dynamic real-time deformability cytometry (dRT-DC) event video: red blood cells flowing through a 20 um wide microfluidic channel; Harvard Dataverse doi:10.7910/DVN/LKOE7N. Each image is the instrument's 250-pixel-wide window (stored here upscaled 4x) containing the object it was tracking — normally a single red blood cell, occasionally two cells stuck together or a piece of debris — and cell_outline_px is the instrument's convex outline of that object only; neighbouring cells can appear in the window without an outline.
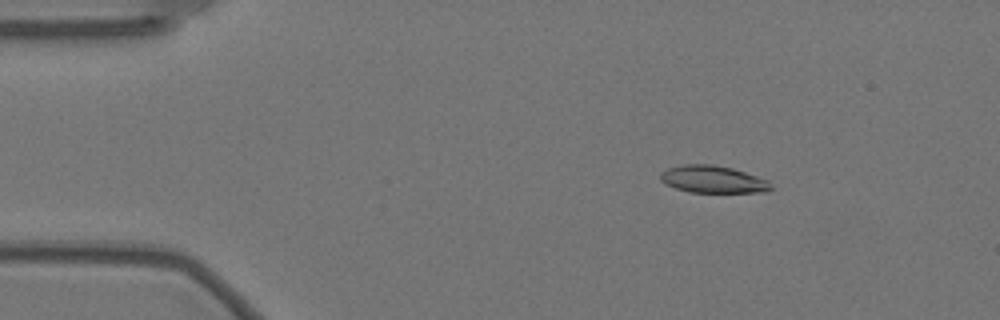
{"species": "Egyptian fruit bat (a non-hibernating species)", "species_latin": "Rousettus aegyptiacus", "temperature_condition": "warm", "stored_images_in_passage": 58, "camera_frame_rate_fps": 3000, "um_per_image_px": 0.085, "animal": {"sex": "female"}, "frame": {"image": 1, "passage_image": 9, "time_ms": 2.667, "image_size_px": [1000, 320], "cell_outline_px": [[772, 188], [768, 192], [688, 192], [664, 184], [660, 180], [660, 172], [668, 168], [680, 164], [712, 164], [732, 168], [768, 180]], "centroid_in_image_um": [60.56, 15.24], "position_along_channel_um": 24.4, "area_um2": 17.63}}
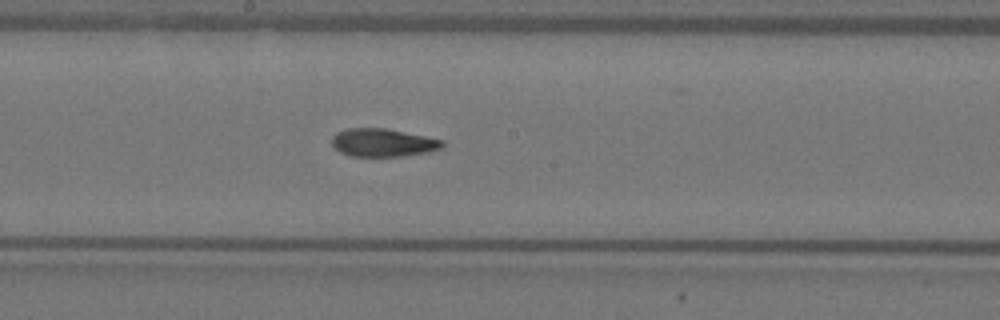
{"frame": {"image": 2, "passage_image": 31, "time_ms": 10.0, "image_size_px": [1000, 320], "cell_outline_px": [[444, 148], [428, 152], [400, 156], [352, 156], [340, 152], [332, 144], [332, 136], [336, 132], [348, 128], [384, 128], [444, 140]], "centroid_in_image_um": [32.55, 12.12], "position_along_channel_um": 215.6, "area_um2": 17.98}}
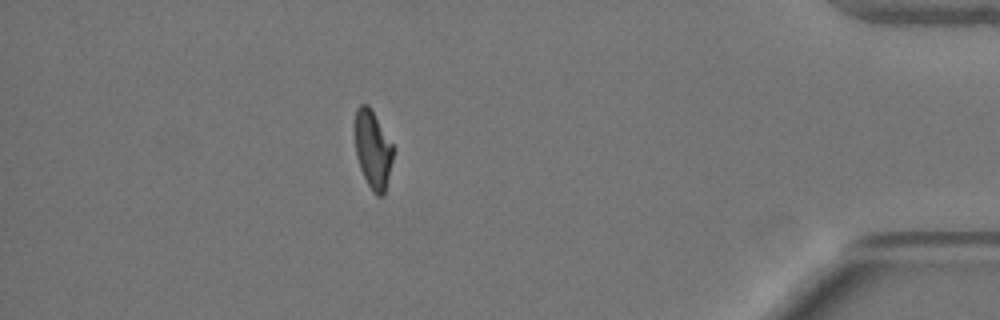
{"frame": {"image": 3, "passage_image": 51, "time_ms": 16.667, "image_size_px": [1000, 320], "cell_outline_px": [[396, 148], [384, 196], [376, 196], [372, 192], [360, 168], [356, 156], [352, 128], [356, 108], [360, 104], [368, 104]], "centroid_in_image_um": [31.68, 12.68], "position_along_channel_um": 403.5, "area_um2": 18.26}, "authors_computed_cell_mechanics": {"area_um2": 18.2937, "velocity_mm_per_s": 3.5216, "shape_relaxation_time_tau1_ms": null, "shape_relaxation_time_tau2_ms": 3.3815, "deformation_change_tau1": null, "deformation_change_tau2": 0.1049}}